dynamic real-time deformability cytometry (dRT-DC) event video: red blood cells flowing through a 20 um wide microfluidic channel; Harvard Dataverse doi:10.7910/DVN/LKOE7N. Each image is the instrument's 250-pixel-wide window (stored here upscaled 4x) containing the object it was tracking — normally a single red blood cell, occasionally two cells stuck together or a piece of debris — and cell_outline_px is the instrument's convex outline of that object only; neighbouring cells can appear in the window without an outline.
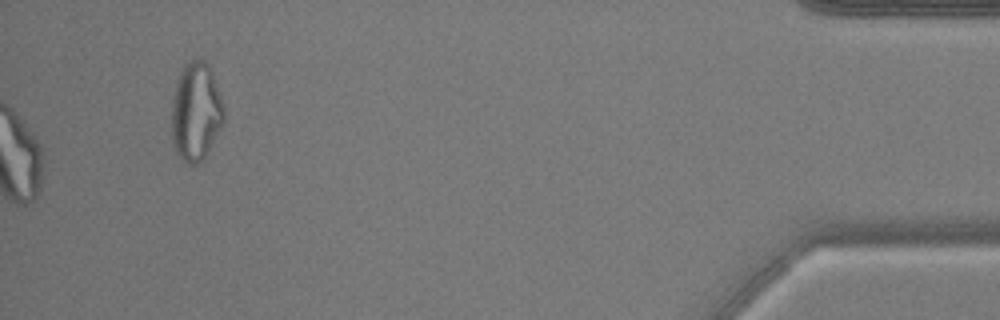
{"species": "common noctule bat (a hibernating species)", "species_latin": "Nyctalus noctula", "temperature_condition": "warm", "stored_images_in_passage": 42, "camera_frame_rate_fps": 3000, "um_per_image_px": 0.085, "animal": {"sex": "male", "body_mass_g": 17.9, "forearm_length_mm": 54.2}, "frame": {"image": 1, "passage_image": 42, "time_ms": 13.667, "image_size_px": [1000, 320], "cell_outline_px": [[224, 124], [204, 156], [196, 164], [188, 164], [176, 156], [172, 144], [172, 100], [176, 80], [184, 64], [200, 56], [208, 64], [212, 72], [224, 108]], "centroid_in_image_um": [16.63, 9.48], "position_along_channel_um": 418.6, "area_um2": 30.23}}